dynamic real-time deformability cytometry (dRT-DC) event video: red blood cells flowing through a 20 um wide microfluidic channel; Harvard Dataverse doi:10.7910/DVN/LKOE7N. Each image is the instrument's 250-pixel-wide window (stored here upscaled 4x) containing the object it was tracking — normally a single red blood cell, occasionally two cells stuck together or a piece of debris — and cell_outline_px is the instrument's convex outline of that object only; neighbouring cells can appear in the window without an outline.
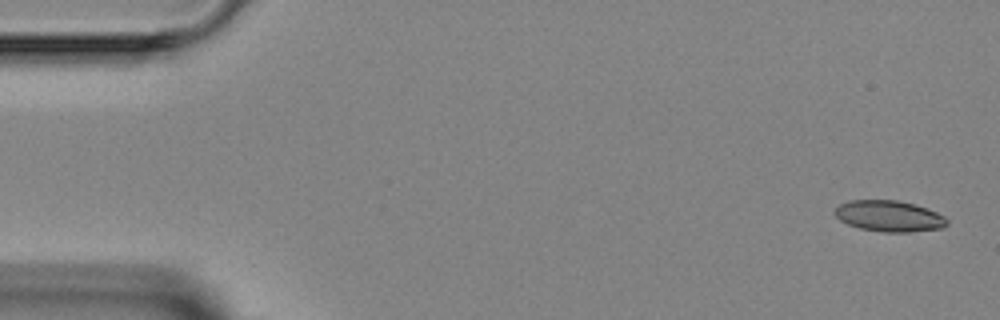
{"species": "Egyptian fruit bat (a non-hibernating species)", "species_latin": "Rousettus aegyptiacus", "temperature_condition": "room temperature", "stored_images_in_passage": 6, "camera_frame_rate_fps": 3000, "um_per_image_px": 0.085, "animal": {"sex": "female"}, "frame": {"image": 1, "passage_image": 1, "time_ms": 0.0, "image_size_px": [1000, 320], "cell_outline_px": [[948, 224], [944, 228], [908, 232], [884, 232], [860, 228], [848, 224], [840, 220], [832, 212], [840, 204], [848, 200], [896, 200], [912, 204], [936, 212], [944, 216], [948, 220]], "centroid_in_image_um": [75.56, 18.37], "position_along_channel_um": 9.4, "area_um2": 20.23}}
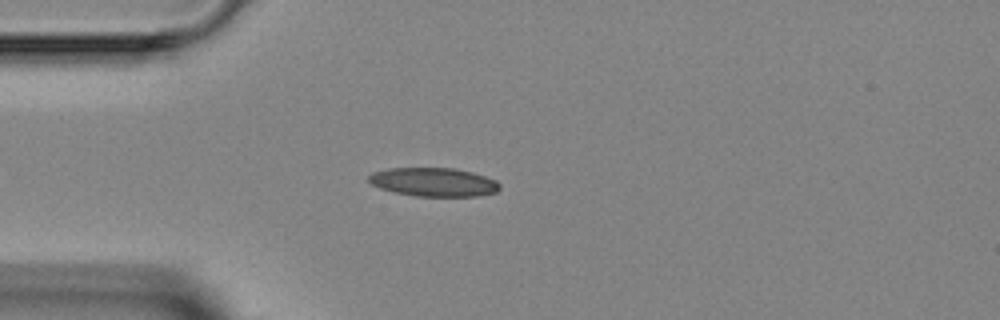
{"frame": {"image": 2, "passage_image": 4, "time_ms": 3.667, "image_size_px": [1000, 320], "cell_outline_px": [[500, 188], [496, 192], [476, 196], [416, 196], [396, 192], [380, 188], [372, 184], [368, 180], [368, 176], [372, 172], [388, 168], [456, 168], [472, 172], [496, 180], [500, 184]], "centroid_in_image_um": [36.86, 15.47], "position_along_channel_um": 48.1, "area_um2": 21.85}}
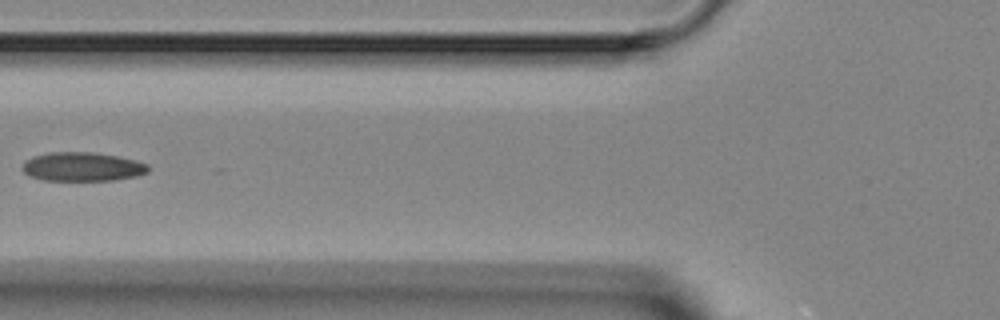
{"frame": {"image": 3, "passage_image": 6, "time_ms": 5.667, "image_size_px": [1000, 320], "cell_outline_px": [[148, 172], [136, 176], [112, 180], [44, 180], [32, 176], [24, 172], [20, 168], [24, 160], [32, 156], [48, 152], [92, 152], [116, 156], [148, 164]], "centroid_in_image_um": [6.94, 14.16], "position_along_channel_um": 118.9, "area_um2": 21.1}}